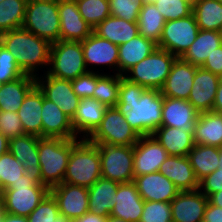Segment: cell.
Returning a JSON list of instances; mask_svg holds the SVG:
<instances>
[{
  "instance_id": "cell-1",
  "label": "cell",
  "mask_w": 222,
  "mask_h": 222,
  "mask_svg": "<svg viewBox=\"0 0 222 222\" xmlns=\"http://www.w3.org/2000/svg\"><path fill=\"white\" fill-rule=\"evenodd\" d=\"M0 44L15 56L24 74L37 77L42 67L48 70L51 44L28 30L18 28L2 33Z\"/></svg>"
},
{
  "instance_id": "cell-2",
  "label": "cell",
  "mask_w": 222,
  "mask_h": 222,
  "mask_svg": "<svg viewBox=\"0 0 222 222\" xmlns=\"http://www.w3.org/2000/svg\"><path fill=\"white\" fill-rule=\"evenodd\" d=\"M163 95L160 90L146 89L140 100L117 102V109L139 136H149L162 124Z\"/></svg>"
},
{
  "instance_id": "cell-3",
  "label": "cell",
  "mask_w": 222,
  "mask_h": 222,
  "mask_svg": "<svg viewBox=\"0 0 222 222\" xmlns=\"http://www.w3.org/2000/svg\"><path fill=\"white\" fill-rule=\"evenodd\" d=\"M81 138L41 137L38 141L42 185L49 189L63 183L72 147Z\"/></svg>"
},
{
  "instance_id": "cell-4",
  "label": "cell",
  "mask_w": 222,
  "mask_h": 222,
  "mask_svg": "<svg viewBox=\"0 0 222 222\" xmlns=\"http://www.w3.org/2000/svg\"><path fill=\"white\" fill-rule=\"evenodd\" d=\"M101 178V160L96 144L81 138L71 149L63 183L90 188Z\"/></svg>"
},
{
  "instance_id": "cell-5",
  "label": "cell",
  "mask_w": 222,
  "mask_h": 222,
  "mask_svg": "<svg viewBox=\"0 0 222 222\" xmlns=\"http://www.w3.org/2000/svg\"><path fill=\"white\" fill-rule=\"evenodd\" d=\"M22 28L50 44L59 41L58 0H28Z\"/></svg>"
},
{
  "instance_id": "cell-6",
  "label": "cell",
  "mask_w": 222,
  "mask_h": 222,
  "mask_svg": "<svg viewBox=\"0 0 222 222\" xmlns=\"http://www.w3.org/2000/svg\"><path fill=\"white\" fill-rule=\"evenodd\" d=\"M176 58L170 52L157 47L149 56L130 68L123 77L146 89L160 90Z\"/></svg>"
},
{
  "instance_id": "cell-7",
  "label": "cell",
  "mask_w": 222,
  "mask_h": 222,
  "mask_svg": "<svg viewBox=\"0 0 222 222\" xmlns=\"http://www.w3.org/2000/svg\"><path fill=\"white\" fill-rule=\"evenodd\" d=\"M50 193L42 184H35L26 174L2 191L1 198L6 213L28 217L29 214Z\"/></svg>"
},
{
  "instance_id": "cell-8",
  "label": "cell",
  "mask_w": 222,
  "mask_h": 222,
  "mask_svg": "<svg viewBox=\"0 0 222 222\" xmlns=\"http://www.w3.org/2000/svg\"><path fill=\"white\" fill-rule=\"evenodd\" d=\"M44 72L70 81L87 73L81 42L59 40L51 44L49 66Z\"/></svg>"
},
{
  "instance_id": "cell-9",
  "label": "cell",
  "mask_w": 222,
  "mask_h": 222,
  "mask_svg": "<svg viewBox=\"0 0 222 222\" xmlns=\"http://www.w3.org/2000/svg\"><path fill=\"white\" fill-rule=\"evenodd\" d=\"M139 138L138 133L115 106L107 107L101 124L87 139L94 144L132 146Z\"/></svg>"
},
{
  "instance_id": "cell-10",
  "label": "cell",
  "mask_w": 222,
  "mask_h": 222,
  "mask_svg": "<svg viewBox=\"0 0 222 222\" xmlns=\"http://www.w3.org/2000/svg\"><path fill=\"white\" fill-rule=\"evenodd\" d=\"M101 160V177L119 184L134 181V145L96 144Z\"/></svg>"
},
{
  "instance_id": "cell-11",
  "label": "cell",
  "mask_w": 222,
  "mask_h": 222,
  "mask_svg": "<svg viewBox=\"0 0 222 222\" xmlns=\"http://www.w3.org/2000/svg\"><path fill=\"white\" fill-rule=\"evenodd\" d=\"M199 30L193 14L177 20L166 21L157 47L176 57H182L196 40Z\"/></svg>"
},
{
  "instance_id": "cell-12",
  "label": "cell",
  "mask_w": 222,
  "mask_h": 222,
  "mask_svg": "<svg viewBox=\"0 0 222 222\" xmlns=\"http://www.w3.org/2000/svg\"><path fill=\"white\" fill-rule=\"evenodd\" d=\"M36 86L46 99L53 101L71 120L81 99L73 91L70 80L58 79L44 73L36 77Z\"/></svg>"
},
{
  "instance_id": "cell-13",
  "label": "cell",
  "mask_w": 222,
  "mask_h": 222,
  "mask_svg": "<svg viewBox=\"0 0 222 222\" xmlns=\"http://www.w3.org/2000/svg\"><path fill=\"white\" fill-rule=\"evenodd\" d=\"M50 194L56 200L59 212L65 218L76 220L88 210V188L60 183L50 189Z\"/></svg>"
},
{
  "instance_id": "cell-14",
  "label": "cell",
  "mask_w": 222,
  "mask_h": 222,
  "mask_svg": "<svg viewBox=\"0 0 222 222\" xmlns=\"http://www.w3.org/2000/svg\"><path fill=\"white\" fill-rule=\"evenodd\" d=\"M81 44L84 62L88 71L94 72L92 67L96 66L97 68L102 65L110 67L109 69L114 68L112 70L113 73L117 71L115 74H118V45L99 37L94 32L82 41Z\"/></svg>"
},
{
  "instance_id": "cell-15",
  "label": "cell",
  "mask_w": 222,
  "mask_h": 222,
  "mask_svg": "<svg viewBox=\"0 0 222 222\" xmlns=\"http://www.w3.org/2000/svg\"><path fill=\"white\" fill-rule=\"evenodd\" d=\"M168 156L163 146L152 135L140 136L134 145V177L158 172Z\"/></svg>"
},
{
  "instance_id": "cell-16",
  "label": "cell",
  "mask_w": 222,
  "mask_h": 222,
  "mask_svg": "<svg viewBox=\"0 0 222 222\" xmlns=\"http://www.w3.org/2000/svg\"><path fill=\"white\" fill-rule=\"evenodd\" d=\"M41 137L24 134L9 140L8 151L24 166V173L35 184H42L38 141Z\"/></svg>"
},
{
  "instance_id": "cell-17",
  "label": "cell",
  "mask_w": 222,
  "mask_h": 222,
  "mask_svg": "<svg viewBox=\"0 0 222 222\" xmlns=\"http://www.w3.org/2000/svg\"><path fill=\"white\" fill-rule=\"evenodd\" d=\"M58 13L60 20V40L84 41L93 28L81 16L76 1L58 0Z\"/></svg>"
},
{
  "instance_id": "cell-18",
  "label": "cell",
  "mask_w": 222,
  "mask_h": 222,
  "mask_svg": "<svg viewBox=\"0 0 222 222\" xmlns=\"http://www.w3.org/2000/svg\"><path fill=\"white\" fill-rule=\"evenodd\" d=\"M208 202L199 189L180 191L170 202L172 222H202Z\"/></svg>"
},
{
  "instance_id": "cell-19",
  "label": "cell",
  "mask_w": 222,
  "mask_h": 222,
  "mask_svg": "<svg viewBox=\"0 0 222 222\" xmlns=\"http://www.w3.org/2000/svg\"><path fill=\"white\" fill-rule=\"evenodd\" d=\"M197 66L177 57L160 93L164 97L188 100Z\"/></svg>"
},
{
  "instance_id": "cell-20",
  "label": "cell",
  "mask_w": 222,
  "mask_h": 222,
  "mask_svg": "<svg viewBox=\"0 0 222 222\" xmlns=\"http://www.w3.org/2000/svg\"><path fill=\"white\" fill-rule=\"evenodd\" d=\"M220 76L197 67L188 102L200 113L213 109Z\"/></svg>"
},
{
  "instance_id": "cell-21",
  "label": "cell",
  "mask_w": 222,
  "mask_h": 222,
  "mask_svg": "<svg viewBox=\"0 0 222 222\" xmlns=\"http://www.w3.org/2000/svg\"><path fill=\"white\" fill-rule=\"evenodd\" d=\"M137 191L144 201L171 202L180 190L160 172L134 177Z\"/></svg>"
},
{
  "instance_id": "cell-22",
  "label": "cell",
  "mask_w": 222,
  "mask_h": 222,
  "mask_svg": "<svg viewBox=\"0 0 222 222\" xmlns=\"http://www.w3.org/2000/svg\"><path fill=\"white\" fill-rule=\"evenodd\" d=\"M42 137L75 139L79 138L71 119L53 101L42 93Z\"/></svg>"
},
{
  "instance_id": "cell-23",
  "label": "cell",
  "mask_w": 222,
  "mask_h": 222,
  "mask_svg": "<svg viewBox=\"0 0 222 222\" xmlns=\"http://www.w3.org/2000/svg\"><path fill=\"white\" fill-rule=\"evenodd\" d=\"M198 112L188 100L175 99L163 96L161 126L181 128L194 133Z\"/></svg>"
},
{
  "instance_id": "cell-24",
  "label": "cell",
  "mask_w": 222,
  "mask_h": 222,
  "mask_svg": "<svg viewBox=\"0 0 222 222\" xmlns=\"http://www.w3.org/2000/svg\"><path fill=\"white\" fill-rule=\"evenodd\" d=\"M115 200L111 216L128 222H140L145 201L138 193L134 182L119 184Z\"/></svg>"
},
{
  "instance_id": "cell-25",
  "label": "cell",
  "mask_w": 222,
  "mask_h": 222,
  "mask_svg": "<svg viewBox=\"0 0 222 222\" xmlns=\"http://www.w3.org/2000/svg\"><path fill=\"white\" fill-rule=\"evenodd\" d=\"M158 172L166 176L180 191L199 189L194 170L188 156H168Z\"/></svg>"
},
{
  "instance_id": "cell-26",
  "label": "cell",
  "mask_w": 222,
  "mask_h": 222,
  "mask_svg": "<svg viewBox=\"0 0 222 222\" xmlns=\"http://www.w3.org/2000/svg\"><path fill=\"white\" fill-rule=\"evenodd\" d=\"M106 109L104 104L94 98L81 99L71 120L76 135L79 138H88L101 124Z\"/></svg>"
},
{
  "instance_id": "cell-27",
  "label": "cell",
  "mask_w": 222,
  "mask_h": 222,
  "mask_svg": "<svg viewBox=\"0 0 222 222\" xmlns=\"http://www.w3.org/2000/svg\"><path fill=\"white\" fill-rule=\"evenodd\" d=\"M119 183L99 178L88 188V210L92 214L107 217L110 215L114 205Z\"/></svg>"
},
{
  "instance_id": "cell-28",
  "label": "cell",
  "mask_w": 222,
  "mask_h": 222,
  "mask_svg": "<svg viewBox=\"0 0 222 222\" xmlns=\"http://www.w3.org/2000/svg\"><path fill=\"white\" fill-rule=\"evenodd\" d=\"M157 44L138 34L130 41L118 46V74L123 76L130 68L149 56Z\"/></svg>"
},
{
  "instance_id": "cell-29",
  "label": "cell",
  "mask_w": 222,
  "mask_h": 222,
  "mask_svg": "<svg viewBox=\"0 0 222 222\" xmlns=\"http://www.w3.org/2000/svg\"><path fill=\"white\" fill-rule=\"evenodd\" d=\"M169 156H188L194 147L193 133L181 128L160 126L151 134Z\"/></svg>"
},
{
  "instance_id": "cell-30",
  "label": "cell",
  "mask_w": 222,
  "mask_h": 222,
  "mask_svg": "<svg viewBox=\"0 0 222 222\" xmlns=\"http://www.w3.org/2000/svg\"><path fill=\"white\" fill-rule=\"evenodd\" d=\"M17 113L25 134L42 137V92L37 86L24 98Z\"/></svg>"
},
{
  "instance_id": "cell-31",
  "label": "cell",
  "mask_w": 222,
  "mask_h": 222,
  "mask_svg": "<svg viewBox=\"0 0 222 222\" xmlns=\"http://www.w3.org/2000/svg\"><path fill=\"white\" fill-rule=\"evenodd\" d=\"M194 143L222 148V114L213 111L199 114L193 133Z\"/></svg>"
},
{
  "instance_id": "cell-32",
  "label": "cell",
  "mask_w": 222,
  "mask_h": 222,
  "mask_svg": "<svg viewBox=\"0 0 222 222\" xmlns=\"http://www.w3.org/2000/svg\"><path fill=\"white\" fill-rule=\"evenodd\" d=\"M36 86V77L24 76L2 85L0 89V111L18 112L24 98Z\"/></svg>"
},
{
  "instance_id": "cell-33",
  "label": "cell",
  "mask_w": 222,
  "mask_h": 222,
  "mask_svg": "<svg viewBox=\"0 0 222 222\" xmlns=\"http://www.w3.org/2000/svg\"><path fill=\"white\" fill-rule=\"evenodd\" d=\"M93 32L118 46L139 34L137 22H129L111 15L93 28Z\"/></svg>"
},
{
  "instance_id": "cell-34",
  "label": "cell",
  "mask_w": 222,
  "mask_h": 222,
  "mask_svg": "<svg viewBox=\"0 0 222 222\" xmlns=\"http://www.w3.org/2000/svg\"><path fill=\"white\" fill-rule=\"evenodd\" d=\"M221 45L220 32L199 30L196 40L181 58L194 66L202 67L207 57H210L214 50Z\"/></svg>"
},
{
  "instance_id": "cell-35",
  "label": "cell",
  "mask_w": 222,
  "mask_h": 222,
  "mask_svg": "<svg viewBox=\"0 0 222 222\" xmlns=\"http://www.w3.org/2000/svg\"><path fill=\"white\" fill-rule=\"evenodd\" d=\"M188 158L199 182L219 168V148L215 146L195 144Z\"/></svg>"
},
{
  "instance_id": "cell-36",
  "label": "cell",
  "mask_w": 222,
  "mask_h": 222,
  "mask_svg": "<svg viewBox=\"0 0 222 222\" xmlns=\"http://www.w3.org/2000/svg\"><path fill=\"white\" fill-rule=\"evenodd\" d=\"M194 15L200 30L218 31L222 28V3L217 0H198L194 6Z\"/></svg>"
},
{
  "instance_id": "cell-37",
  "label": "cell",
  "mask_w": 222,
  "mask_h": 222,
  "mask_svg": "<svg viewBox=\"0 0 222 222\" xmlns=\"http://www.w3.org/2000/svg\"><path fill=\"white\" fill-rule=\"evenodd\" d=\"M165 22L155 4H143L137 20L139 34L158 44Z\"/></svg>"
},
{
  "instance_id": "cell-38",
  "label": "cell",
  "mask_w": 222,
  "mask_h": 222,
  "mask_svg": "<svg viewBox=\"0 0 222 222\" xmlns=\"http://www.w3.org/2000/svg\"><path fill=\"white\" fill-rule=\"evenodd\" d=\"M28 0L0 2V34L22 28Z\"/></svg>"
},
{
  "instance_id": "cell-39",
  "label": "cell",
  "mask_w": 222,
  "mask_h": 222,
  "mask_svg": "<svg viewBox=\"0 0 222 222\" xmlns=\"http://www.w3.org/2000/svg\"><path fill=\"white\" fill-rule=\"evenodd\" d=\"M110 74L97 71V85L93 91V98L106 107H115L119 101L120 75Z\"/></svg>"
},
{
  "instance_id": "cell-40",
  "label": "cell",
  "mask_w": 222,
  "mask_h": 222,
  "mask_svg": "<svg viewBox=\"0 0 222 222\" xmlns=\"http://www.w3.org/2000/svg\"><path fill=\"white\" fill-rule=\"evenodd\" d=\"M76 3L82 18L92 28L111 15L109 0H79Z\"/></svg>"
},
{
  "instance_id": "cell-41",
  "label": "cell",
  "mask_w": 222,
  "mask_h": 222,
  "mask_svg": "<svg viewBox=\"0 0 222 222\" xmlns=\"http://www.w3.org/2000/svg\"><path fill=\"white\" fill-rule=\"evenodd\" d=\"M24 166L8 151L0 156V189L1 192L10 184L20 180L23 176Z\"/></svg>"
},
{
  "instance_id": "cell-42",
  "label": "cell",
  "mask_w": 222,
  "mask_h": 222,
  "mask_svg": "<svg viewBox=\"0 0 222 222\" xmlns=\"http://www.w3.org/2000/svg\"><path fill=\"white\" fill-rule=\"evenodd\" d=\"M154 4L166 21L187 17L193 11V6L183 0H157Z\"/></svg>"
},
{
  "instance_id": "cell-43",
  "label": "cell",
  "mask_w": 222,
  "mask_h": 222,
  "mask_svg": "<svg viewBox=\"0 0 222 222\" xmlns=\"http://www.w3.org/2000/svg\"><path fill=\"white\" fill-rule=\"evenodd\" d=\"M140 222H172L171 203L145 201Z\"/></svg>"
},
{
  "instance_id": "cell-44",
  "label": "cell",
  "mask_w": 222,
  "mask_h": 222,
  "mask_svg": "<svg viewBox=\"0 0 222 222\" xmlns=\"http://www.w3.org/2000/svg\"><path fill=\"white\" fill-rule=\"evenodd\" d=\"M111 16L129 22H137L138 15L143 7L142 0H109Z\"/></svg>"
},
{
  "instance_id": "cell-45",
  "label": "cell",
  "mask_w": 222,
  "mask_h": 222,
  "mask_svg": "<svg viewBox=\"0 0 222 222\" xmlns=\"http://www.w3.org/2000/svg\"><path fill=\"white\" fill-rule=\"evenodd\" d=\"M25 74L16 63L15 56L0 44V82H12Z\"/></svg>"
},
{
  "instance_id": "cell-46",
  "label": "cell",
  "mask_w": 222,
  "mask_h": 222,
  "mask_svg": "<svg viewBox=\"0 0 222 222\" xmlns=\"http://www.w3.org/2000/svg\"><path fill=\"white\" fill-rule=\"evenodd\" d=\"M60 215L56 200L49 193L40 204L29 214V222H56Z\"/></svg>"
},
{
  "instance_id": "cell-47",
  "label": "cell",
  "mask_w": 222,
  "mask_h": 222,
  "mask_svg": "<svg viewBox=\"0 0 222 222\" xmlns=\"http://www.w3.org/2000/svg\"><path fill=\"white\" fill-rule=\"evenodd\" d=\"M0 132L9 140L25 134L17 112L0 111Z\"/></svg>"
},
{
  "instance_id": "cell-48",
  "label": "cell",
  "mask_w": 222,
  "mask_h": 222,
  "mask_svg": "<svg viewBox=\"0 0 222 222\" xmlns=\"http://www.w3.org/2000/svg\"><path fill=\"white\" fill-rule=\"evenodd\" d=\"M73 91L80 99L93 98L97 85V72L88 71L71 81Z\"/></svg>"
},
{
  "instance_id": "cell-49",
  "label": "cell",
  "mask_w": 222,
  "mask_h": 222,
  "mask_svg": "<svg viewBox=\"0 0 222 222\" xmlns=\"http://www.w3.org/2000/svg\"><path fill=\"white\" fill-rule=\"evenodd\" d=\"M146 90L145 87L130 82L120 75L119 101L118 102H133L140 100L141 95Z\"/></svg>"
},
{
  "instance_id": "cell-50",
  "label": "cell",
  "mask_w": 222,
  "mask_h": 222,
  "mask_svg": "<svg viewBox=\"0 0 222 222\" xmlns=\"http://www.w3.org/2000/svg\"><path fill=\"white\" fill-rule=\"evenodd\" d=\"M199 190L208 198L222 190V168H218L199 182Z\"/></svg>"
},
{
  "instance_id": "cell-51",
  "label": "cell",
  "mask_w": 222,
  "mask_h": 222,
  "mask_svg": "<svg viewBox=\"0 0 222 222\" xmlns=\"http://www.w3.org/2000/svg\"><path fill=\"white\" fill-rule=\"evenodd\" d=\"M202 68L222 77V45L216 48L210 57H207Z\"/></svg>"
},
{
  "instance_id": "cell-52",
  "label": "cell",
  "mask_w": 222,
  "mask_h": 222,
  "mask_svg": "<svg viewBox=\"0 0 222 222\" xmlns=\"http://www.w3.org/2000/svg\"><path fill=\"white\" fill-rule=\"evenodd\" d=\"M203 221L222 222V208L212 205L210 202H208Z\"/></svg>"
},
{
  "instance_id": "cell-53",
  "label": "cell",
  "mask_w": 222,
  "mask_h": 222,
  "mask_svg": "<svg viewBox=\"0 0 222 222\" xmlns=\"http://www.w3.org/2000/svg\"><path fill=\"white\" fill-rule=\"evenodd\" d=\"M212 111L222 114V77L220 78V81L217 87L216 98L213 104Z\"/></svg>"
},
{
  "instance_id": "cell-54",
  "label": "cell",
  "mask_w": 222,
  "mask_h": 222,
  "mask_svg": "<svg viewBox=\"0 0 222 222\" xmlns=\"http://www.w3.org/2000/svg\"><path fill=\"white\" fill-rule=\"evenodd\" d=\"M105 220H106L105 216L87 212L82 217L76 219L75 222H105Z\"/></svg>"
},
{
  "instance_id": "cell-55",
  "label": "cell",
  "mask_w": 222,
  "mask_h": 222,
  "mask_svg": "<svg viewBox=\"0 0 222 222\" xmlns=\"http://www.w3.org/2000/svg\"><path fill=\"white\" fill-rule=\"evenodd\" d=\"M2 222H29L25 216H16L9 213L4 214Z\"/></svg>"
},
{
  "instance_id": "cell-56",
  "label": "cell",
  "mask_w": 222,
  "mask_h": 222,
  "mask_svg": "<svg viewBox=\"0 0 222 222\" xmlns=\"http://www.w3.org/2000/svg\"><path fill=\"white\" fill-rule=\"evenodd\" d=\"M209 202L212 205L222 208V190L216 193H213L209 198Z\"/></svg>"
},
{
  "instance_id": "cell-57",
  "label": "cell",
  "mask_w": 222,
  "mask_h": 222,
  "mask_svg": "<svg viewBox=\"0 0 222 222\" xmlns=\"http://www.w3.org/2000/svg\"><path fill=\"white\" fill-rule=\"evenodd\" d=\"M9 139L0 132V156L8 152Z\"/></svg>"
},
{
  "instance_id": "cell-58",
  "label": "cell",
  "mask_w": 222,
  "mask_h": 222,
  "mask_svg": "<svg viewBox=\"0 0 222 222\" xmlns=\"http://www.w3.org/2000/svg\"><path fill=\"white\" fill-rule=\"evenodd\" d=\"M105 222H128V221H126L124 219H120V218L114 217V216H111V215H108L106 217Z\"/></svg>"
},
{
  "instance_id": "cell-59",
  "label": "cell",
  "mask_w": 222,
  "mask_h": 222,
  "mask_svg": "<svg viewBox=\"0 0 222 222\" xmlns=\"http://www.w3.org/2000/svg\"><path fill=\"white\" fill-rule=\"evenodd\" d=\"M4 214H5L4 203H3L2 198L0 196V222H2Z\"/></svg>"
},
{
  "instance_id": "cell-60",
  "label": "cell",
  "mask_w": 222,
  "mask_h": 222,
  "mask_svg": "<svg viewBox=\"0 0 222 222\" xmlns=\"http://www.w3.org/2000/svg\"><path fill=\"white\" fill-rule=\"evenodd\" d=\"M56 222H75V221L67 219L63 215L60 214V215L57 216Z\"/></svg>"
},
{
  "instance_id": "cell-61",
  "label": "cell",
  "mask_w": 222,
  "mask_h": 222,
  "mask_svg": "<svg viewBox=\"0 0 222 222\" xmlns=\"http://www.w3.org/2000/svg\"><path fill=\"white\" fill-rule=\"evenodd\" d=\"M219 168H222V148H219Z\"/></svg>"
},
{
  "instance_id": "cell-62",
  "label": "cell",
  "mask_w": 222,
  "mask_h": 222,
  "mask_svg": "<svg viewBox=\"0 0 222 222\" xmlns=\"http://www.w3.org/2000/svg\"><path fill=\"white\" fill-rule=\"evenodd\" d=\"M157 0H142L143 4H154Z\"/></svg>"
},
{
  "instance_id": "cell-63",
  "label": "cell",
  "mask_w": 222,
  "mask_h": 222,
  "mask_svg": "<svg viewBox=\"0 0 222 222\" xmlns=\"http://www.w3.org/2000/svg\"><path fill=\"white\" fill-rule=\"evenodd\" d=\"M187 3H189L190 5L194 6V4L198 1V0H183Z\"/></svg>"
}]
</instances>
